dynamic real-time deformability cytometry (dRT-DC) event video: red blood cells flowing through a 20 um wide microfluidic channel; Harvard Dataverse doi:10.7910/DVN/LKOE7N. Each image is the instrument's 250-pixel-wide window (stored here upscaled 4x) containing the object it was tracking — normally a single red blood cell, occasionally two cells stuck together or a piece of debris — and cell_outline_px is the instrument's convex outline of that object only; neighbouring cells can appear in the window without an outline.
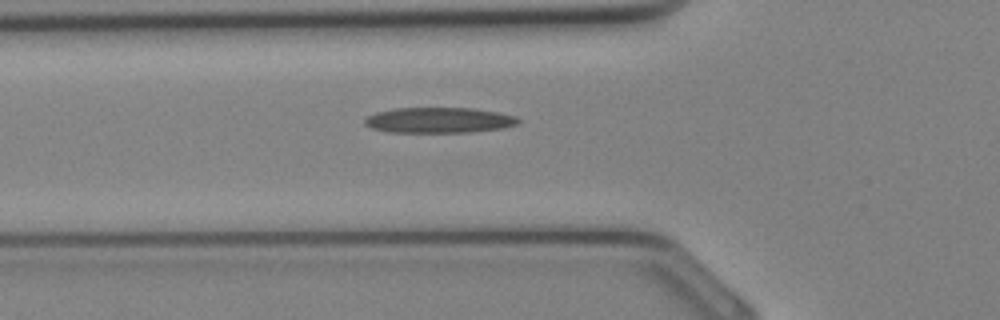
{"species": "Egyptian fruit bat (a non-hibernating species)", "species_latin": "Rousettus aegyptiacus", "temperature_condition": "cold", "stored_images_in_passage": 23, "camera_frame_rate_fps": 3000, "um_per_image_px": 0.085, "animal": {"sex": "female"}, "frame": {"image": 1, "passage_image": 2, "time_ms": 0.333, "image_size_px": [1000, 320], "cell_outline_px": [[520, 124], [504, 128], [472, 132], [388, 132], [372, 128], [364, 124], [364, 120], [368, 116], [376, 112], [396, 108], [472, 108], [500, 112], [516, 116], [520, 120]], "centroid_in_image_um": [37.36, 10.21], "position_along_channel_um": 88.4, "area_um2": 23.0}}
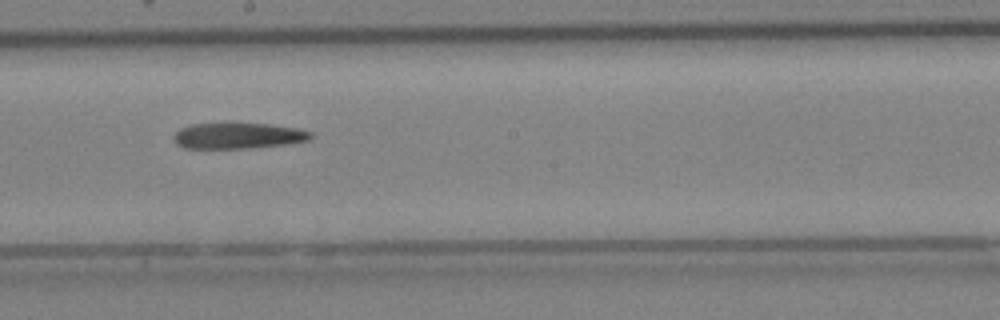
{"frame": {"image": 2, "passage_image": 9, "time_ms": 2.667, "image_size_px": [1000, 320], "cell_outline_px": [[312, 136], [308, 140], [284, 144], [248, 148], [184, 148], [176, 144], [172, 140], [172, 136], [180, 128], [192, 124], [232, 120], [268, 124], [296, 128], [312, 132]], "centroid_in_image_um": [20.15, 11.49], "position_along_channel_um": 228.1, "area_um2": 21.5}}
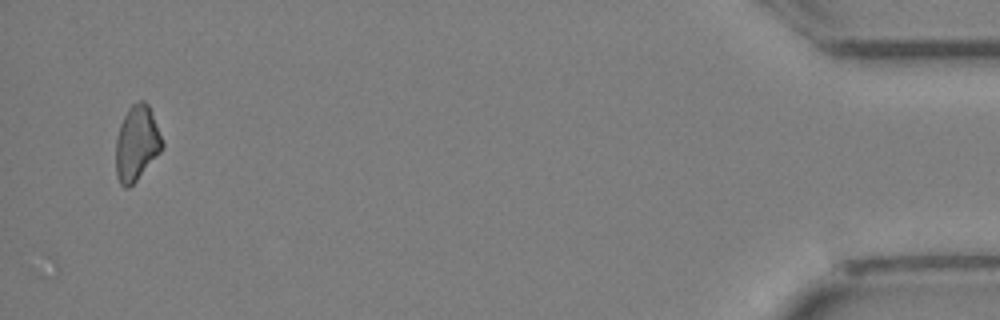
{"frame": {"image": 3, "passage_image": 23, "time_ms": 7.333, "image_size_px": [1000, 320], "cell_outline_px": [[164, 148], [136, 180], [128, 188], [124, 188], [120, 184], [116, 176], [116, 140], [120, 124], [128, 108], [132, 104], [140, 100], [144, 100], [148, 104], [164, 144]], "centroid_in_image_um": [11.61, 12.18], "position_along_channel_um": 423.6, "area_um2": 20.17}}